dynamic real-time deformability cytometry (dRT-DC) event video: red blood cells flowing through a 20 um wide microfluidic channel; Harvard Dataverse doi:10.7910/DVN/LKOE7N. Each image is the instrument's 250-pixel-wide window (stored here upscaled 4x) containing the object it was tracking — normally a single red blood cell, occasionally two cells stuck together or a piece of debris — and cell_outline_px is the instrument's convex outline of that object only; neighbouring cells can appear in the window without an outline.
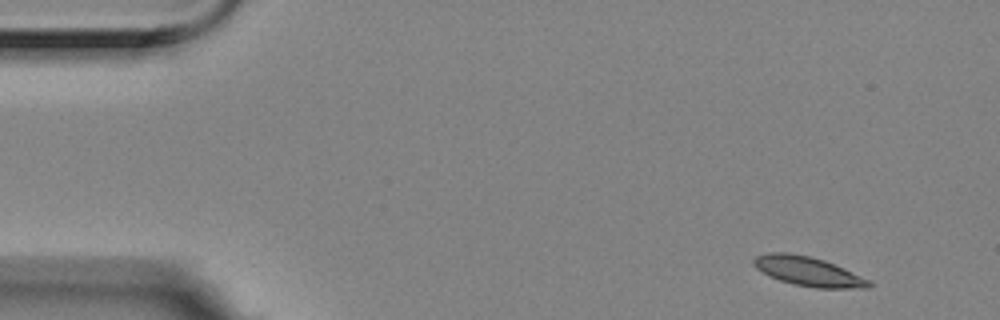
{"species": "Egyptian fruit bat (a non-hibernating species)", "species_latin": "Rousettus aegyptiacus", "temperature_condition": "room temperature", "stored_images_in_passage": 5, "segment_of_instrument_passage": [1, 2], "camera_frame_rate_fps": 3000, "um_per_image_px": 0.085, "animal": {"sex": "female"}, "frame": {"image": 1, "passage_image": 1, "time_ms": 0.0, "image_size_px": [1000, 320], "cell_outline_px": [[872, 288], [816, 288], [792, 284], [768, 276], [756, 268], [752, 264], [752, 260], [756, 256], [772, 252], [788, 252], [808, 256], [824, 260], [872, 280]], "centroid_in_image_um": [68.71, 23.08], "position_along_channel_um": 16.3, "area_um2": 19.83}}